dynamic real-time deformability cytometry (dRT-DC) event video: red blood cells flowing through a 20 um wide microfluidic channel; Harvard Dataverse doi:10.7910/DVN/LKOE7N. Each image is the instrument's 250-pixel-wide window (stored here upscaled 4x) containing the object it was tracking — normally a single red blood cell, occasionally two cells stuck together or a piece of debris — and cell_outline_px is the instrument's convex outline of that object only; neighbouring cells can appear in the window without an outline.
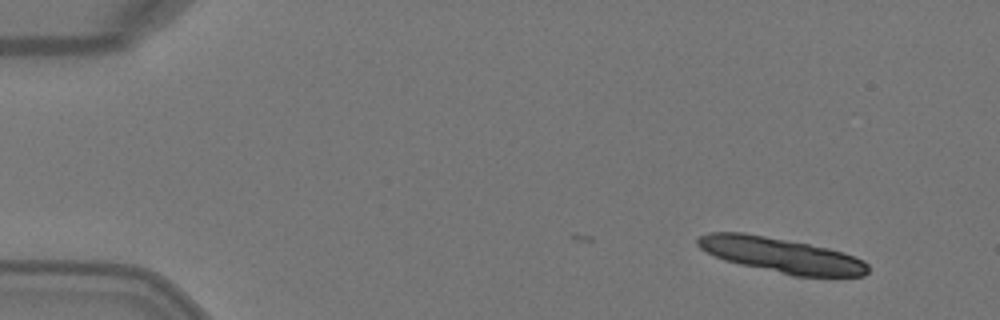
{"species": "Egyptian fruit bat (a non-hibernating species)", "species_latin": "Rousettus aegyptiacus", "temperature_condition": "warm", "stored_images_in_passage": 4, "camera_frame_rate_fps": 3000, "um_per_image_px": 0.085, "animal": {"sex": "female"}, "frame": {"image": 1, "passage_image": 1, "time_ms": 0.0, "image_size_px": [1000, 320], "cell_outline_px": [[868, 272], [864, 276], [792, 276], [740, 264], [724, 260], [700, 248], [696, 244], [696, 240], [700, 236], [708, 232], [744, 232], [808, 244], [828, 248], [844, 252], [864, 260], [868, 264]], "centroid_in_image_um": [66.41, 21.69], "position_along_channel_um": 18.6, "area_um2": 34.56}}
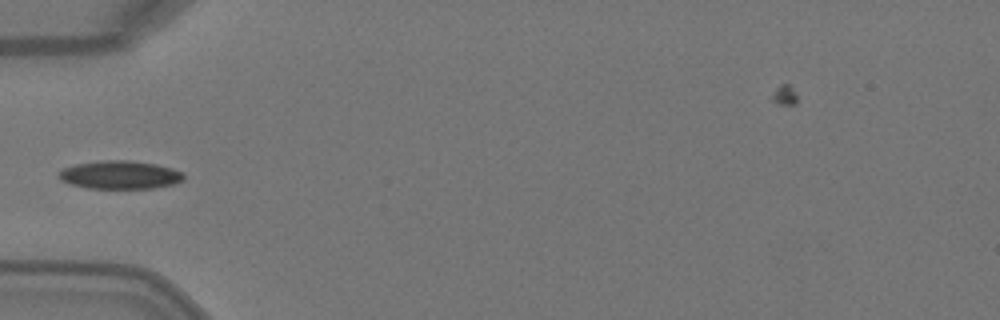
{"frame": {"image": 2, "passage_image": 4, "time_ms": 1.0, "image_size_px": [1000, 320], "cell_outline_px": [[184, 180], [172, 184], [152, 188], [88, 188], [72, 184], [60, 180], [56, 176], [60, 168], [76, 164], [100, 160], [128, 160], [156, 164], [172, 168], [180, 172], [184, 176]], "centroid_in_image_um": [10.13, 14.85], "position_along_channel_um": 74.9, "area_um2": 20.58}}